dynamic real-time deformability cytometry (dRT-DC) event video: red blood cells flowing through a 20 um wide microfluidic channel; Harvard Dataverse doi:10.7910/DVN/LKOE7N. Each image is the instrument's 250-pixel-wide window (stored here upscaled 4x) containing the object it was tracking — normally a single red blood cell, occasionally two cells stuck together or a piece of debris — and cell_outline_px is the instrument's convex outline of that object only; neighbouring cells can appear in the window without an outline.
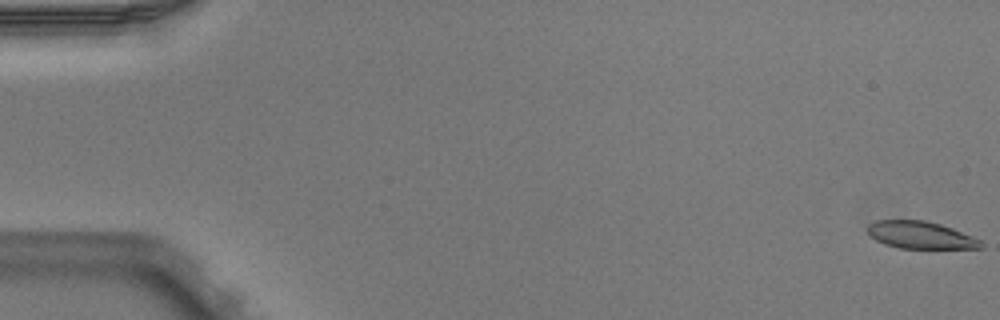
{"species": "Egyptian fruit bat (a non-hibernating species)", "species_latin": "Rousettus aegyptiacus", "temperature_condition": "warm", "stored_images_in_passage": 5, "segment_of_instrument_passage": [1, 2], "camera_frame_rate_fps": 3000, "um_per_image_px": 0.085, "animal": {"sex": "male"}, "frame": {"image": 1, "passage_image": 1, "time_ms": 0.0, "image_size_px": [1000, 320], "cell_outline_px": [[984, 248], [900, 248], [884, 244], [876, 240], [868, 232], [868, 224], [876, 220], [924, 220], [940, 224], [952, 228], [972, 236], [980, 240], [984, 244]], "centroid_in_image_um": [78.25, 19.98], "position_along_channel_um": 6.7, "area_um2": 17.92}}
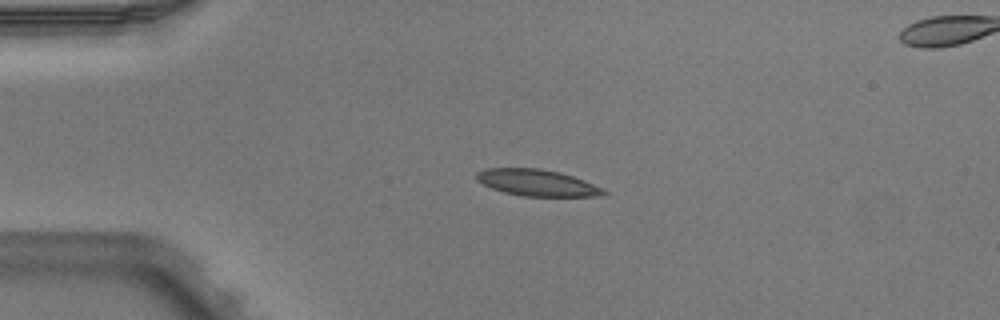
{"frame": {"image": 2, "passage_image": 4, "time_ms": 1.0, "image_size_px": [1000, 320], "cell_outline_px": [[608, 192], [604, 196], [524, 196], [504, 192], [492, 188], [476, 180], [476, 172], [484, 168], [540, 168], [560, 172], [584, 180], [604, 188]], "centroid_in_image_um": [45.67, 15.53], "position_along_channel_um": 39.3, "area_um2": 19.71}}